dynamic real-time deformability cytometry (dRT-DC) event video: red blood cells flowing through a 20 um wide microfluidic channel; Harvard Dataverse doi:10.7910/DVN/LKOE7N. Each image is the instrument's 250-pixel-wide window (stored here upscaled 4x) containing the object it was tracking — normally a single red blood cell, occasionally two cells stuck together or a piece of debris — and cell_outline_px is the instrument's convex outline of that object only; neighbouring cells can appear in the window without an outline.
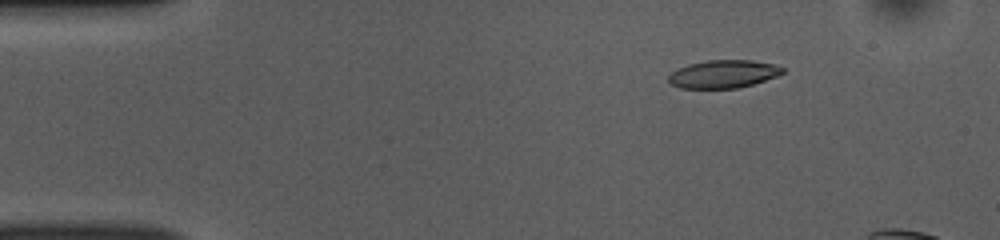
{"species": "common noctule bat (a hibernating species)", "species_latin": "Nyctalus noctula", "temperature_condition": "room temperature", "stored_images_in_passage": 9, "camera_frame_rate_fps": 3000, "um_per_image_px": 0.085, "animal": {"sex": "female", "body_mass_g": 10.0, "forearm_length_mm": 53.1}, "frame": {"image": 1, "passage_image": 1, "time_ms": 0.0, "image_size_px": [1000, 240], "cell_outline_px": [[784, 72], [776, 76], [752, 84], [736, 88], [680, 88], [672, 84], [668, 80], [668, 76], [676, 68], [688, 64], [708, 60], [752, 60], [776, 64], [784, 68]], "centroid_in_image_um": [61.47, 6.28], "position_along_channel_um": 23.5, "area_um2": 18.55}}